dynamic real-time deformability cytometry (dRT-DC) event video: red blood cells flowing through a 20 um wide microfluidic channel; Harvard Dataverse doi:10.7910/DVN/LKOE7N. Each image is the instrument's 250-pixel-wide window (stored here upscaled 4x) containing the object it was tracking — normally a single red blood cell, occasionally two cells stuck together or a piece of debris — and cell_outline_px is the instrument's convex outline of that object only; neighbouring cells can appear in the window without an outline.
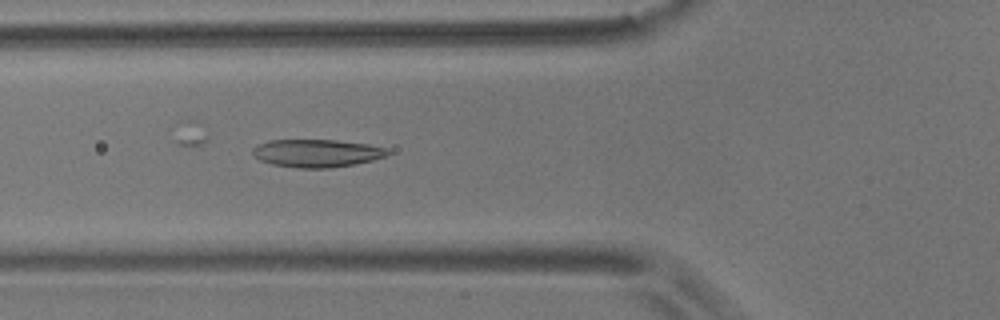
{"species": "common noctule bat (a hibernating species)", "species_latin": "Nyctalus noctula", "temperature_condition": "room temperature", "stored_images_in_passage": 54, "camera_frame_rate_fps": 3000, "um_per_image_px": 0.085, "animal": {"sex": "male", "body_mass_g": 17.9}, "frame": {"image": 1, "passage_image": 19, "time_ms": 6.0, "image_size_px": [1000, 320], "cell_outline_px": [[392, 152], [388, 156], [356, 164], [328, 168], [296, 168], [272, 164], [260, 160], [252, 156], [252, 148], [256, 144], [272, 140], [336, 140], [368, 144], [384, 148]], "centroid_in_image_um": [26.91, 13.02], "position_along_channel_um": 98.9, "area_um2": 22.08}}
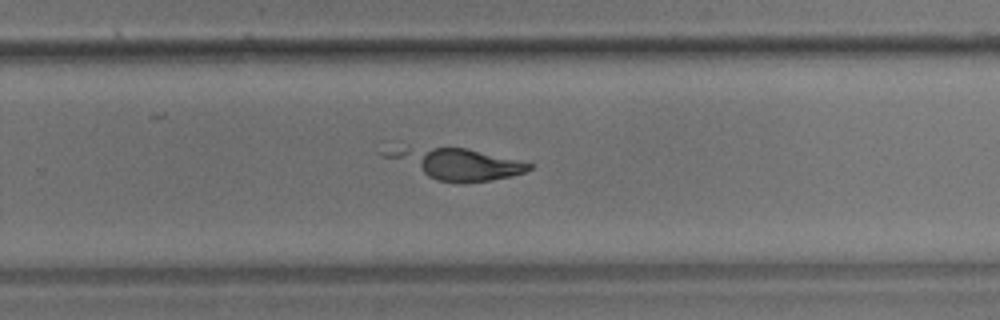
{"frame": {"image": 2, "passage_image": 35, "time_ms": 11.333, "image_size_px": [1000, 320], "cell_outline_px": [[532, 168], [524, 172], [512, 176], [488, 180], [460, 184], [436, 180], [380, 156], [380, 152], [408, 148], [464, 148], [516, 160], [532, 164]], "centroid_in_image_um": [38.8, 13.95], "position_along_channel_um": 291.0, "area_um2": 25.32}}
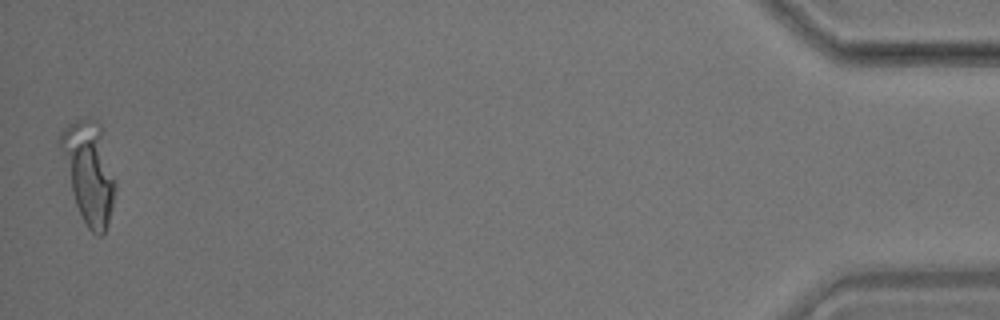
{"frame": {"image": 3, "passage_image": 54, "time_ms": 17.667, "image_size_px": [1000, 320], "cell_outline_px": [[116, 184], [112, 208], [104, 232], [100, 236], [96, 236], [88, 228], [76, 204], [72, 192], [56, 140], [60, 132], [68, 124], [76, 120], [96, 120], [100, 124]], "centroid_in_image_um": [7.53, 14.6], "position_along_channel_um": 427.7, "area_um2": 31.96}, "authors_computed_cell_mechanics": {"area_um2": 24.5072, "velocity_mm_per_s": 3.5776, "shape_relaxation_time_tau1_ms": 7.8665, "shape_relaxation_time_tau2_ms": null, "deformation_change_tau1": 0.2294, "deformation_change_tau2": null}}